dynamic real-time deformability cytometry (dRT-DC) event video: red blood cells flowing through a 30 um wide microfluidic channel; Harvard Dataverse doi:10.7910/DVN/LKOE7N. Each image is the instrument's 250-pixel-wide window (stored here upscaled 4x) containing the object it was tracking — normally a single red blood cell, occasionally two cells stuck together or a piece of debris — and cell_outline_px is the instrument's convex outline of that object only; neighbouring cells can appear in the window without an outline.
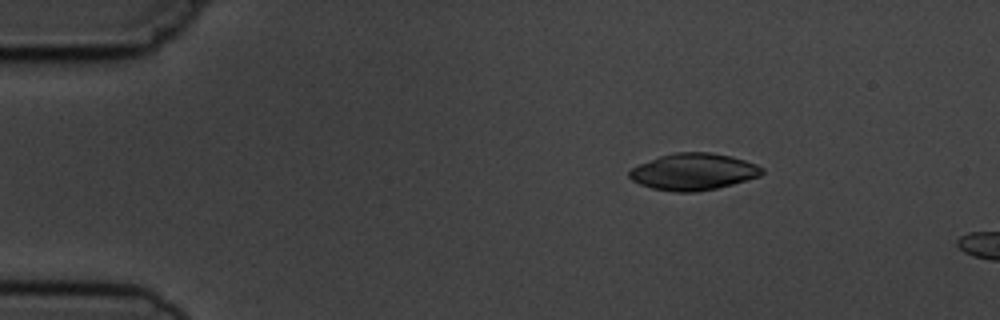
{"species": "common noctule bat (a hibernating species)", "species_latin": "Nyctalus noctula", "temperature_condition": "cold", "stored_images_in_passage": 3, "camera_frame_rate_fps": 3000, "um_per_image_px": 0.085, "animal": {"sex": "male", "body_mass_g": 19.5, "forearm_length_mm": 54.6}, "frame": {"image": 1, "passage_image": 2, "time_ms": 1.333, "image_size_px": [1000, 320], "cell_outline_px": [[764, 172], [760, 176], [732, 184], [716, 188], [696, 192], [676, 192], [652, 188], [640, 184], [632, 180], [628, 176], [628, 172], [632, 168], [640, 164], [660, 156], [676, 152], [712, 152], [732, 156], [756, 164], [764, 168]], "centroid_in_image_um": [58.96, 14.59], "position_along_channel_um": 26.0, "area_um2": 28.32}}